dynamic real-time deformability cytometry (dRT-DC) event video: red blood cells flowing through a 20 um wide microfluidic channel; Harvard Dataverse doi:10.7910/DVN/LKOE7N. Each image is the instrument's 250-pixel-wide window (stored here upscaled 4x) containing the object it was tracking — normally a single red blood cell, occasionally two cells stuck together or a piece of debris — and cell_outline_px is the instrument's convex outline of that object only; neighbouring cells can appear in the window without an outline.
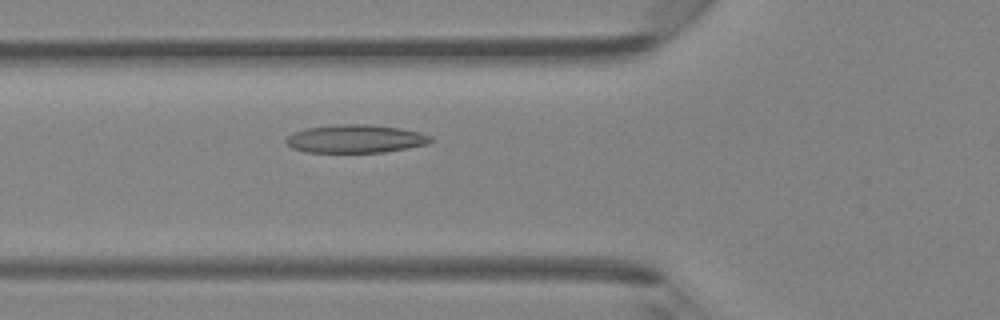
{"species": "Egyptian fruit bat (a non-hibernating species)", "species_latin": "Rousettus aegyptiacus", "temperature_condition": "room temperature", "stored_images_in_passage": 47, "camera_frame_rate_fps": 3000, "um_per_image_px": 0.085, "animal": {"sex": "female"}, "frame": {"image": 1, "passage_image": 17, "time_ms": 5.333, "image_size_px": [1000, 320], "cell_outline_px": [[432, 140], [428, 144], [408, 148], [384, 152], [308, 152], [292, 148], [284, 140], [292, 132], [308, 128], [340, 124], [368, 124], [400, 128], [420, 132], [432, 136]], "centroid_in_image_um": [30.24, 11.79], "position_along_channel_um": 95.6, "area_um2": 23.7}}
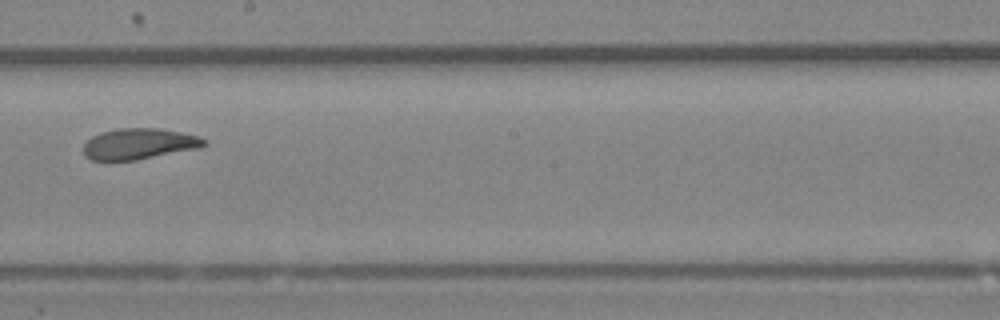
{"frame": {"image": 2, "passage_image": 27, "time_ms": 8.667, "image_size_px": [1000, 320], "cell_outline_px": [[208, 144], [200, 148], [136, 160], [92, 160], [84, 156], [84, 144], [92, 136], [100, 132], [116, 128], [160, 128], [180, 132], [196, 136], [208, 140]], "centroid_in_image_um": [11.83, 12.22], "position_along_channel_um": 236.4, "area_um2": 21.85}}
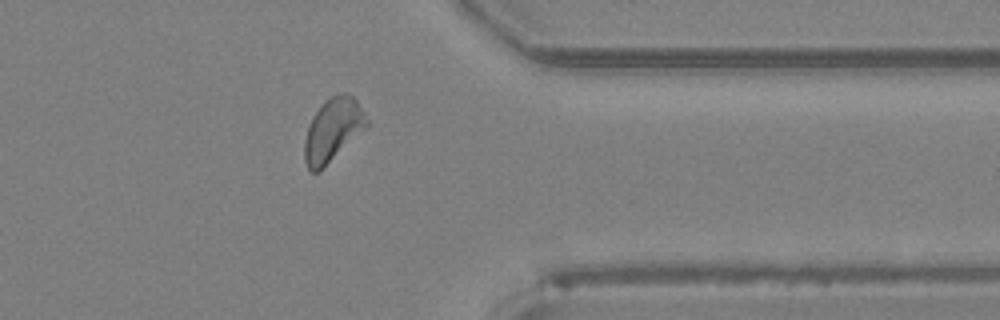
{"frame": {"image": 3, "passage_image": 38, "time_ms": 12.333, "image_size_px": [1000, 320], "cell_outline_px": [[368, 128], [320, 172], [312, 172], [308, 168], [304, 160], [304, 140], [312, 116], [324, 100], [332, 96], [344, 92], [352, 96], [356, 100], [364, 112], [368, 120]], "centroid_in_image_um": [28.3, 11.07], "position_along_channel_um": 383.1, "area_um2": 23.29}, "authors_computed_cell_mechanics": {"area_um2": 22.542, "velocity_mm_per_s": 4.2384, "shape_relaxation_time_tau1_ms": 6.5567, "shape_relaxation_time_tau2_ms": 1.5962, "deformation_change_tau1": 0.1827, "deformation_change_tau2": 0.084}}